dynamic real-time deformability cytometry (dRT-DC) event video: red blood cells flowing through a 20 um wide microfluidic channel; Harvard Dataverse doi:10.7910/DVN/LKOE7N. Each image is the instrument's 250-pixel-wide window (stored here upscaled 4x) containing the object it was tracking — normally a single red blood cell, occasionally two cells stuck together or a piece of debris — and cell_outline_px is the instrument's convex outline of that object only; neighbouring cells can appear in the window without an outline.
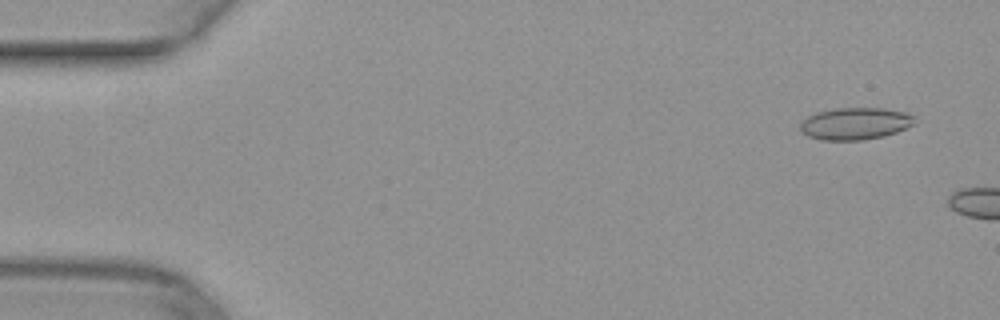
{"species": "common noctule bat (a hibernating species)", "species_latin": "Nyctalus noctula", "temperature_condition": "warm", "stored_images_in_passage": 7, "camera_frame_rate_fps": 3000, "um_per_image_px": 0.085, "animal": {"sex": "female", "body_mass_g": 29.2, "forearm_length_mm": 56.3}, "frame": {"image": 1, "passage_image": 3, "time_ms": 0.667, "image_size_px": [1000, 320], "cell_outline_px": [[916, 124], [896, 132], [884, 136], [860, 140], [820, 140], [808, 136], [800, 128], [800, 120], [816, 112], [832, 108], [884, 108], [904, 112], [916, 116]], "centroid_in_image_um": [72.7, 10.49], "position_along_channel_um": 12.3, "area_um2": 21.62}}